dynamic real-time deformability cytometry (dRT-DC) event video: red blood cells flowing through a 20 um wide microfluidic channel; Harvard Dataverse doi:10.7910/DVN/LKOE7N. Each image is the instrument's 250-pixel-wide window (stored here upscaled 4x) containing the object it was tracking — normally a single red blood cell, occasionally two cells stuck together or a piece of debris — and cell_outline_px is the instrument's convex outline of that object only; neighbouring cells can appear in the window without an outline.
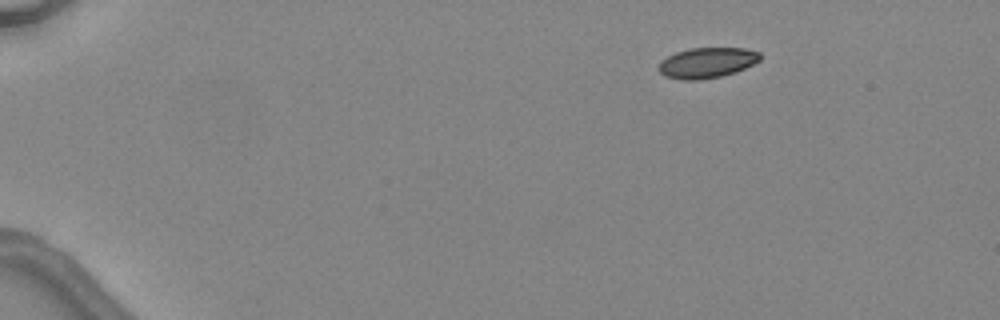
{"species": "common noctule bat (a hibernating species)", "species_latin": "Nyctalus noctula", "temperature_condition": "warm", "stored_images_in_passage": 4, "camera_frame_rate_fps": 3000, "um_per_image_px": 0.085, "animal": {"sex": "female", "body_mass_g": 24.6, "forearm_length_mm": 56.2}, "frame": {"image": 1, "passage_image": 1, "time_ms": 0.0, "image_size_px": [1000, 320], "cell_outline_px": [[760, 60], [736, 72], [720, 76], [700, 80], [680, 80], [664, 76], [656, 68], [660, 60], [676, 52], [688, 48], [744, 48], [760, 52]], "centroid_in_image_um": [60.04, 5.33], "position_along_channel_um": 25.0, "area_um2": 18.15}}
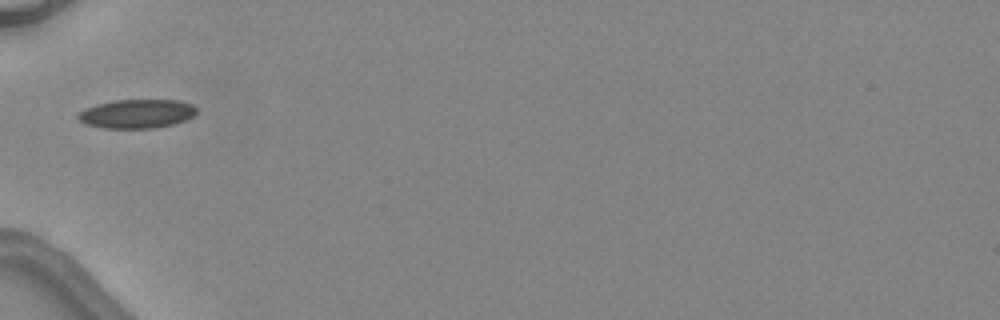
{"frame": {"image": 2, "passage_image": 4, "time_ms": 3.667, "image_size_px": [1000, 320], "cell_outline_px": [[196, 112], [192, 116], [184, 120], [172, 124], [156, 128], [100, 128], [84, 124], [76, 120], [76, 116], [84, 108], [96, 104], [112, 100], [176, 100], [192, 104], [196, 108]], "centroid_in_image_um": [11.55, 9.67], "position_along_channel_um": 73.5, "area_um2": 20.11}}